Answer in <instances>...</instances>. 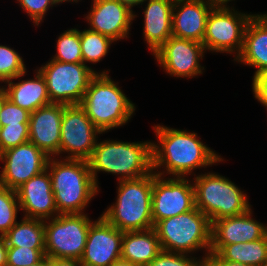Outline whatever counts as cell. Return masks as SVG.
<instances>
[{
  "instance_id": "6da1fadb",
  "label": "cell",
  "mask_w": 267,
  "mask_h": 266,
  "mask_svg": "<svg viewBox=\"0 0 267 266\" xmlns=\"http://www.w3.org/2000/svg\"><path fill=\"white\" fill-rule=\"evenodd\" d=\"M153 128L159 143L152 142V168L156 175L186 178L193 170L224 161L221 155L202 143L195 132L159 124ZM161 167H164L162 172L159 171Z\"/></svg>"
},
{
  "instance_id": "8d00e7d4",
  "label": "cell",
  "mask_w": 267,
  "mask_h": 266,
  "mask_svg": "<svg viewBox=\"0 0 267 266\" xmlns=\"http://www.w3.org/2000/svg\"><path fill=\"white\" fill-rule=\"evenodd\" d=\"M204 266H250V265L223 260L217 253H209V255L204 261Z\"/></svg>"
},
{
  "instance_id": "f35d334b",
  "label": "cell",
  "mask_w": 267,
  "mask_h": 266,
  "mask_svg": "<svg viewBox=\"0 0 267 266\" xmlns=\"http://www.w3.org/2000/svg\"><path fill=\"white\" fill-rule=\"evenodd\" d=\"M0 266H7V246L4 235H0Z\"/></svg>"
},
{
  "instance_id": "9a60e30c",
  "label": "cell",
  "mask_w": 267,
  "mask_h": 266,
  "mask_svg": "<svg viewBox=\"0 0 267 266\" xmlns=\"http://www.w3.org/2000/svg\"><path fill=\"white\" fill-rule=\"evenodd\" d=\"M124 232L107 222L101 215L88 230L82 266H110L121 258Z\"/></svg>"
},
{
  "instance_id": "52a82bcc",
  "label": "cell",
  "mask_w": 267,
  "mask_h": 266,
  "mask_svg": "<svg viewBox=\"0 0 267 266\" xmlns=\"http://www.w3.org/2000/svg\"><path fill=\"white\" fill-rule=\"evenodd\" d=\"M192 181L195 207L210 219L211 224L221 218L242 215L251 208L246 193L225 176L205 172L194 176Z\"/></svg>"
},
{
  "instance_id": "f6af8a7d",
  "label": "cell",
  "mask_w": 267,
  "mask_h": 266,
  "mask_svg": "<svg viewBox=\"0 0 267 266\" xmlns=\"http://www.w3.org/2000/svg\"><path fill=\"white\" fill-rule=\"evenodd\" d=\"M57 1H58L59 5L62 4L63 2H68V3H69V2H73V3H74V2H75V3L79 2V0H57Z\"/></svg>"
},
{
  "instance_id": "5bb4252c",
  "label": "cell",
  "mask_w": 267,
  "mask_h": 266,
  "mask_svg": "<svg viewBox=\"0 0 267 266\" xmlns=\"http://www.w3.org/2000/svg\"><path fill=\"white\" fill-rule=\"evenodd\" d=\"M205 52L202 43L172 35L153 56L172 77L193 78L203 74L204 66L200 61Z\"/></svg>"
},
{
  "instance_id": "1f68e13d",
  "label": "cell",
  "mask_w": 267,
  "mask_h": 266,
  "mask_svg": "<svg viewBox=\"0 0 267 266\" xmlns=\"http://www.w3.org/2000/svg\"><path fill=\"white\" fill-rule=\"evenodd\" d=\"M45 257V249L7 247V266H31Z\"/></svg>"
},
{
  "instance_id": "ac0fdd59",
  "label": "cell",
  "mask_w": 267,
  "mask_h": 266,
  "mask_svg": "<svg viewBox=\"0 0 267 266\" xmlns=\"http://www.w3.org/2000/svg\"><path fill=\"white\" fill-rule=\"evenodd\" d=\"M16 192L20 210L24 212L23 217L48 220L59 214L47 169L30 178Z\"/></svg>"
},
{
  "instance_id": "d6a6232c",
  "label": "cell",
  "mask_w": 267,
  "mask_h": 266,
  "mask_svg": "<svg viewBox=\"0 0 267 266\" xmlns=\"http://www.w3.org/2000/svg\"><path fill=\"white\" fill-rule=\"evenodd\" d=\"M30 112L17 106L7 98L3 88V104L0 112L2 126L29 124Z\"/></svg>"
},
{
  "instance_id": "603a6c76",
  "label": "cell",
  "mask_w": 267,
  "mask_h": 266,
  "mask_svg": "<svg viewBox=\"0 0 267 266\" xmlns=\"http://www.w3.org/2000/svg\"><path fill=\"white\" fill-rule=\"evenodd\" d=\"M34 77L16 83L12 79L3 86L7 98L30 113L51 103L44 77L38 70Z\"/></svg>"
},
{
  "instance_id": "8992f818",
  "label": "cell",
  "mask_w": 267,
  "mask_h": 266,
  "mask_svg": "<svg viewBox=\"0 0 267 266\" xmlns=\"http://www.w3.org/2000/svg\"><path fill=\"white\" fill-rule=\"evenodd\" d=\"M154 229L163 251L192 255L202 249L205 252L203 261L210 253L212 224L196 207L160 220Z\"/></svg>"
},
{
  "instance_id": "9c48e42d",
  "label": "cell",
  "mask_w": 267,
  "mask_h": 266,
  "mask_svg": "<svg viewBox=\"0 0 267 266\" xmlns=\"http://www.w3.org/2000/svg\"><path fill=\"white\" fill-rule=\"evenodd\" d=\"M93 221L88 214H58L44 220L45 256L80 260Z\"/></svg>"
},
{
  "instance_id": "74e56055",
  "label": "cell",
  "mask_w": 267,
  "mask_h": 266,
  "mask_svg": "<svg viewBox=\"0 0 267 266\" xmlns=\"http://www.w3.org/2000/svg\"><path fill=\"white\" fill-rule=\"evenodd\" d=\"M49 266H82L80 260L64 259V258H49Z\"/></svg>"
},
{
  "instance_id": "484cf974",
  "label": "cell",
  "mask_w": 267,
  "mask_h": 266,
  "mask_svg": "<svg viewBox=\"0 0 267 266\" xmlns=\"http://www.w3.org/2000/svg\"><path fill=\"white\" fill-rule=\"evenodd\" d=\"M217 254L223 260L264 266L267 263V235L251 242L227 244Z\"/></svg>"
},
{
  "instance_id": "3957f363",
  "label": "cell",
  "mask_w": 267,
  "mask_h": 266,
  "mask_svg": "<svg viewBox=\"0 0 267 266\" xmlns=\"http://www.w3.org/2000/svg\"><path fill=\"white\" fill-rule=\"evenodd\" d=\"M94 183L98 186L99 172L118 176V181L136 179L150 174L152 168V142H124L103 140L96 143L87 160Z\"/></svg>"
},
{
  "instance_id": "b9f144b4",
  "label": "cell",
  "mask_w": 267,
  "mask_h": 266,
  "mask_svg": "<svg viewBox=\"0 0 267 266\" xmlns=\"http://www.w3.org/2000/svg\"><path fill=\"white\" fill-rule=\"evenodd\" d=\"M119 1L133 8L134 6H137L141 0H119Z\"/></svg>"
},
{
  "instance_id": "ffe728a7",
  "label": "cell",
  "mask_w": 267,
  "mask_h": 266,
  "mask_svg": "<svg viewBox=\"0 0 267 266\" xmlns=\"http://www.w3.org/2000/svg\"><path fill=\"white\" fill-rule=\"evenodd\" d=\"M213 0H174L172 35L178 38L203 42Z\"/></svg>"
},
{
  "instance_id": "e575fe53",
  "label": "cell",
  "mask_w": 267,
  "mask_h": 266,
  "mask_svg": "<svg viewBox=\"0 0 267 266\" xmlns=\"http://www.w3.org/2000/svg\"><path fill=\"white\" fill-rule=\"evenodd\" d=\"M20 7L30 16V20L35 23V26H39L45 18V14L49 8L59 3L57 0H17Z\"/></svg>"
},
{
  "instance_id": "4dcf8cb0",
  "label": "cell",
  "mask_w": 267,
  "mask_h": 266,
  "mask_svg": "<svg viewBox=\"0 0 267 266\" xmlns=\"http://www.w3.org/2000/svg\"><path fill=\"white\" fill-rule=\"evenodd\" d=\"M29 142V124L6 125L0 129V154Z\"/></svg>"
},
{
  "instance_id": "d590c367",
  "label": "cell",
  "mask_w": 267,
  "mask_h": 266,
  "mask_svg": "<svg viewBox=\"0 0 267 266\" xmlns=\"http://www.w3.org/2000/svg\"><path fill=\"white\" fill-rule=\"evenodd\" d=\"M254 98L267 108V70L260 72L252 80Z\"/></svg>"
},
{
  "instance_id": "f1b7e54d",
  "label": "cell",
  "mask_w": 267,
  "mask_h": 266,
  "mask_svg": "<svg viewBox=\"0 0 267 266\" xmlns=\"http://www.w3.org/2000/svg\"><path fill=\"white\" fill-rule=\"evenodd\" d=\"M26 65L23 57L19 55L13 48L0 45V82H7L12 79H20L24 77Z\"/></svg>"
},
{
  "instance_id": "ab89813d",
  "label": "cell",
  "mask_w": 267,
  "mask_h": 266,
  "mask_svg": "<svg viewBox=\"0 0 267 266\" xmlns=\"http://www.w3.org/2000/svg\"><path fill=\"white\" fill-rule=\"evenodd\" d=\"M110 266H137V265L120 258L116 260L114 263H112Z\"/></svg>"
},
{
  "instance_id": "277c9868",
  "label": "cell",
  "mask_w": 267,
  "mask_h": 266,
  "mask_svg": "<svg viewBox=\"0 0 267 266\" xmlns=\"http://www.w3.org/2000/svg\"><path fill=\"white\" fill-rule=\"evenodd\" d=\"M116 202L101 216L122 232L154 228L152 219L153 171L140 178L120 180Z\"/></svg>"
},
{
  "instance_id": "30bf717a",
  "label": "cell",
  "mask_w": 267,
  "mask_h": 266,
  "mask_svg": "<svg viewBox=\"0 0 267 266\" xmlns=\"http://www.w3.org/2000/svg\"><path fill=\"white\" fill-rule=\"evenodd\" d=\"M253 15L239 12L232 6H214L209 12L202 42L205 51L234 53L235 60L242 52L245 29Z\"/></svg>"
},
{
  "instance_id": "44dd1931",
  "label": "cell",
  "mask_w": 267,
  "mask_h": 266,
  "mask_svg": "<svg viewBox=\"0 0 267 266\" xmlns=\"http://www.w3.org/2000/svg\"><path fill=\"white\" fill-rule=\"evenodd\" d=\"M145 2L143 36L153 55L172 36L174 0H141L138 5Z\"/></svg>"
},
{
  "instance_id": "d4e9b609",
  "label": "cell",
  "mask_w": 267,
  "mask_h": 266,
  "mask_svg": "<svg viewBox=\"0 0 267 266\" xmlns=\"http://www.w3.org/2000/svg\"><path fill=\"white\" fill-rule=\"evenodd\" d=\"M4 236L7 247L45 249L44 220L23 217Z\"/></svg>"
},
{
  "instance_id": "60d3db41",
  "label": "cell",
  "mask_w": 267,
  "mask_h": 266,
  "mask_svg": "<svg viewBox=\"0 0 267 266\" xmlns=\"http://www.w3.org/2000/svg\"><path fill=\"white\" fill-rule=\"evenodd\" d=\"M232 1L235 0H213L215 6L220 8H230V6L227 5V3Z\"/></svg>"
},
{
  "instance_id": "f546056e",
  "label": "cell",
  "mask_w": 267,
  "mask_h": 266,
  "mask_svg": "<svg viewBox=\"0 0 267 266\" xmlns=\"http://www.w3.org/2000/svg\"><path fill=\"white\" fill-rule=\"evenodd\" d=\"M19 211L17 192L0 185V235H5L17 222Z\"/></svg>"
},
{
  "instance_id": "836d02e7",
  "label": "cell",
  "mask_w": 267,
  "mask_h": 266,
  "mask_svg": "<svg viewBox=\"0 0 267 266\" xmlns=\"http://www.w3.org/2000/svg\"><path fill=\"white\" fill-rule=\"evenodd\" d=\"M188 254L161 251L147 266H204V261Z\"/></svg>"
},
{
  "instance_id": "7a4b0ae2",
  "label": "cell",
  "mask_w": 267,
  "mask_h": 266,
  "mask_svg": "<svg viewBox=\"0 0 267 266\" xmlns=\"http://www.w3.org/2000/svg\"><path fill=\"white\" fill-rule=\"evenodd\" d=\"M50 157L48 170L59 214H83L99 193L87 160Z\"/></svg>"
},
{
  "instance_id": "ee69618b",
  "label": "cell",
  "mask_w": 267,
  "mask_h": 266,
  "mask_svg": "<svg viewBox=\"0 0 267 266\" xmlns=\"http://www.w3.org/2000/svg\"><path fill=\"white\" fill-rule=\"evenodd\" d=\"M2 104H3V86H0V112L2 109ZM2 128V124L0 121V129Z\"/></svg>"
},
{
  "instance_id": "7c38bea8",
  "label": "cell",
  "mask_w": 267,
  "mask_h": 266,
  "mask_svg": "<svg viewBox=\"0 0 267 266\" xmlns=\"http://www.w3.org/2000/svg\"><path fill=\"white\" fill-rule=\"evenodd\" d=\"M153 172L152 219L154 226L163 219L195 208V189L188 178L167 177Z\"/></svg>"
},
{
  "instance_id": "8fae6325",
  "label": "cell",
  "mask_w": 267,
  "mask_h": 266,
  "mask_svg": "<svg viewBox=\"0 0 267 266\" xmlns=\"http://www.w3.org/2000/svg\"><path fill=\"white\" fill-rule=\"evenodd\" d=\"M60 133V154L67 153L65 159L83 160L91 157L98 134H102L79 104H63Z\"/></svg>"
},
{
  "instance_id": "e0dca14e",
  "label": "cell",
  "mask_w": 267,
  "mask_h": 266,
  "mask_svg": "<svg viewBox=\"0 0 267 266\" xmlns=\"http://www.w3.org/2000/svg\"><path fill=\"white\" fill-rule=\"evenodd\" d=\"M252 209L239 216L218 219L212 223L210 253H218L225 245L251 242L267 235V226L252 218Z\"/></svg>"
},
{
  "instance_id": "83f0119b",
  "label": "cell",
  "mask_w": 267,
  "mask_h": 266,
  "mask_svg": "<svg viewBox=\"0 0 267 266\" xmlns=\"http://www.w3.org/2000/svg\"><path fill=\"white\" fill-rule=\"evenodd\" d=\"M56 54L51 57L55 61L64 63H82L80 30L71 28L60 34L56 42Z\"/></svg>"
},
{
  "instance_id": "d6986e66",
  "label": "cell",
  "mask_w": 267,
  "mask_h": 266,
  "mask_svg": "<svg viewBox=\"0 0 267 266\" xmlns=\"http://www.w3.org/2000/svg\"><path fill=\"white\" fill-rule=\"evenodd\" d=\"M63 104L50 103L30 113L29 141L48 157L60 155Z\"/></svg>"
},
{
  "instance_id": "4fadbf2b",
  "label": "cell",
  "mask_w": 267,
  "mask_h": 266,
  "mask_svg": "<svg viewBox=\"0 0 267 266\" xmlns=\"http://www.w3.org/2000/svg\"><path fill=\"white\" fill-rule=\"evenodd\" d=\"M48 157L30 141L0 154L4 163L0 172V185L17 190L30 178L46 170Z\"/></svg>"
},
{
  "instance_id": "2e32d148",
  "label": "cell",
  "mask_w": 267,
  "mask_h": 266,
  "mask_svg": "<svg viewBox=\"0 0 267 266\" xmlns=\"http://www.w3.org/2000/svg\"><path fill=\"white\" fill-rule=\"evenodd\" d=\"M86 21L89 30L110 37L117 42L128 38L132 21L138 17L133 9L119 0H92Z\"/></svg>"
},
{
  "instance_id": "5b68a950",
  "label": "cell",
  "mask_w": 267,
  "mask_h": 266,
  "mask_svg": "<svg viewBox=\"0 0 267 266\" xmlns=\"http://www.w3.org/2000/svg\"><path fill=\"white\" fill-rule=\"evenodd\" d=\"M79 105L102 133L127 124L136 110L109 73L96 74L90 80Z\"/></svg>"
},
{
  "instance_id": "cb8c5ba5",
  "label": "cell",
  "mask_w": 267,
  "mask_h": 266,
  "mask_svg": "<svg viewBox=\"0 0 267 266\" xmlns=\"http://www.w3.org/2000/svg\"><path fill=\"white\" fill-rule=\"evenodd\" d=\"M162 251L154 228L126 231L122 238L121 259L137 266H147Z\"/></svg>"
},
{
  "instance_id": "ba28073f",
  "label": "cell",
  "mask_w": 267,
  "mask_h": 266,
  "mask_svg": "<svg viewBox=\"0 0 267 266\" xmlns=\"http://www.w3.org/2000/svg\"><path fill=\"white\" fill-rule=\"evenodd\" d=\"M44 77L51 103L64 105L80 104L96 74H108V70L97 72L82 63H64L49 60L38 69Z\"/></svg>"
},
{
  "instance_id": "4316f807",
  "label": "cell",
  "mask_w": 267,
  "mask_h": 266,
  "mask_svg": "<svg viewBox=\"0 0 267 266\" xmlns=\"http://www.w3.org/2000/svg\"><path fill=\"white\" fill-rule=\"evenodd\" d=\"M114 41L105 35L89 29L80 30L83 63L95 64L102 61Z\"/></svg>"
},
{
  "instance_id": "7402d4cb",
  "label": "cell",
  "mask_w": 267,
  "mask_h": 266,
  "mask_svg": "<svg viewBox=\"0 0 267 266\" xmlns=\"http://www.w3.org/2000/svg\"><path fill=\"white\" fill-rule=\"evenodd\" d=\"M234 61L257 68L252 79L267 70V13L254 14L249 20L242 52Z\"/></svg>"
},
{
  "instance_id": "7bdbcfd3",
  "label": "cell",
  "mask_w": 267,
  "mask_h": 266,
  "mask_svg": "<svg viewBox=\"0 0 267 266\" xmlns=\"http://www.w3.org/2000/svg\"><path fill=\"white\" fill-rule=\"evenodd\" d=\"M31 266H49V258L45 256L40 262Z\"/></svg>"
}]
</instances>
